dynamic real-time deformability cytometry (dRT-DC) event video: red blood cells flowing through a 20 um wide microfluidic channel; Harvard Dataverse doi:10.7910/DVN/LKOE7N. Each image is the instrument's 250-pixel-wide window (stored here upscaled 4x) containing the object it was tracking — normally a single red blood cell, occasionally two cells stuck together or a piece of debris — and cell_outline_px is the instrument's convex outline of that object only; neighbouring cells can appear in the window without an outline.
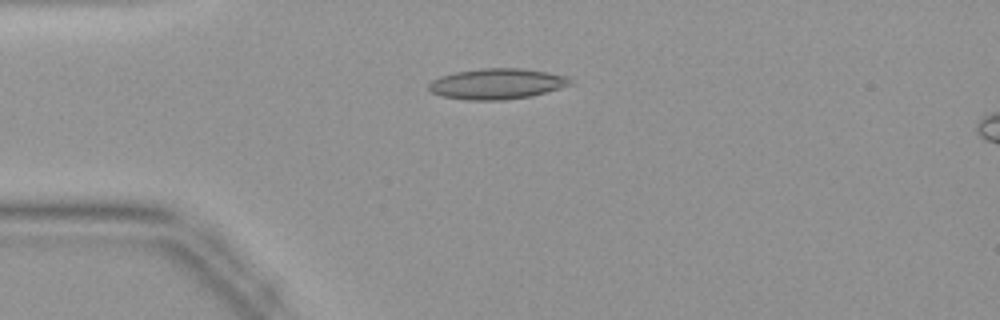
{"species": "common noctule bat (a hibernating species)", "species_latin": "Nyctalus noctula", "temperature_condition": "warm", "stored_images_in_passage": 39, "camera_frame_rate_fps": 3000, "um_per_image_px": 0.085, "animal": {"sex": "female", "body_mass_g": 19.9}, "frame": {"image": 1, "passage_image": 6, "time_ms": 1.667, "image_size_px": [1000, 320], "cell_outline_px": [[572, 84], [560, 88], [532, 96], [504, 100], [468, 100], [440, 96], [432, 92], [428, 88], [428, 84], [432, 80], [440, 76], [456, 72], [480, 68], [520, 68], [548, 72], [568, 76], [572, 80]], "centroid_in_image_um": [42.24, 7.12], "position_along_channel_um": 42.8, "area_um2": 25.43}}
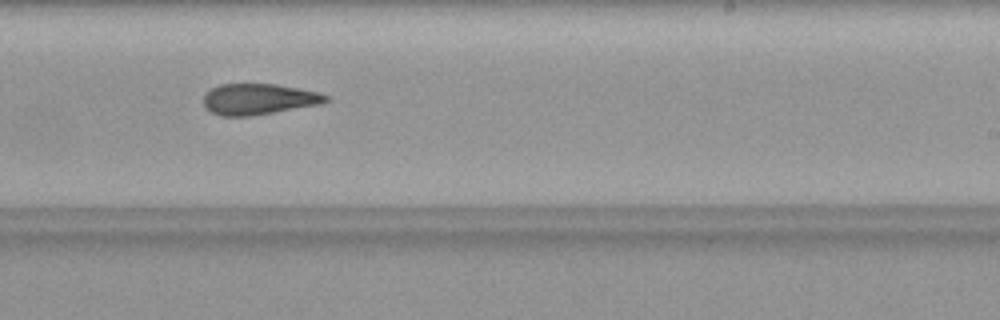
{"frame": {"image": 2, "passage_image": 22, "time_ms": 7.0, "image_size_px": [1000, 320], "cell_outline_px": [[332, 100], [320, 104], [248, 116], [220, 116], [204, 108], [204, 96], [212, 88], [220, 84], [276, 84], [320, 92], [332, 96]], "centroid_in_image_um": [22.03, 8.42], "position_along_channel_um": 267.0, "area_um2": 22.08}}
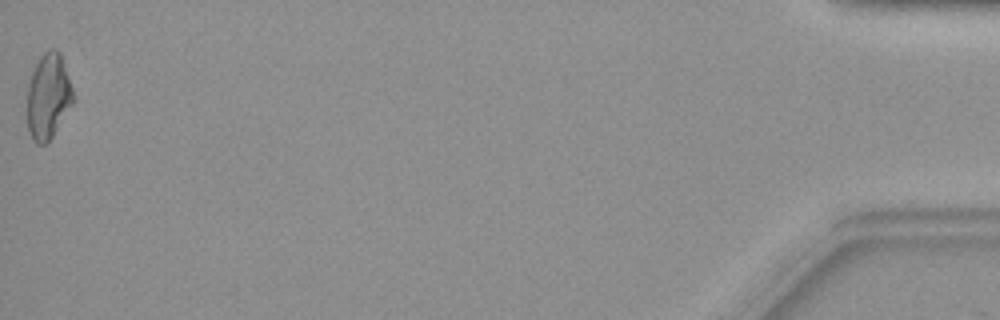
{"frame": {"image": 3, "passage_image": 39, "time_ms": 12.667, "image_size_px": [1000, 320], "cell_outline_px": [[76, 96], [72, 104], [48, 144], [36, 144], [32, 140], [28, 132], [28, 84], [32, 72], [40, 56], [48, 48], [56, 48], [60, 52]], "centroid_in_image_um": [4.12, 8.19], "position_along_channel_um": 431.1, "area_um2": 23.18}}